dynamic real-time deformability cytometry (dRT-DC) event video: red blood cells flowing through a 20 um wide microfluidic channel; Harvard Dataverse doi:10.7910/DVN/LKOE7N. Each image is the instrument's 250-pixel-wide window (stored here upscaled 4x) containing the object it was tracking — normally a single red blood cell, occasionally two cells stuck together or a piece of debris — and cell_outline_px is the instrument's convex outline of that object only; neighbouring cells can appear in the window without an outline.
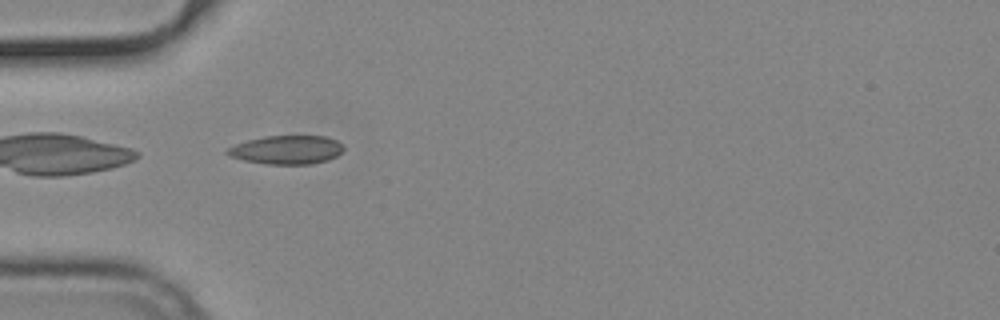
{"species": "common noctule bat (a hibernating species)", "species_latin": "Nyctalus noctula", "temperature_condition": "cold", "stored_images_in_passage": 34, "camera_frame_rate_fps": 3000, "um_per_image_px": 0.085, "animal": {"sex": "male", "body_mass_g": 19.2, "forearm_length_mm": 51.8}, "frame": {"image": 1, "passage_image": 1, "time_ms": 0.0, "image_size_px": [1000, 320], "cell_outline_px": [[344, 148], [336, 156], [328, 160], [312, 164], [264, 164], [244, 160], [228, 156], [224, 152], [228, 148], [236, 144], [248, 140], [264, 136], [328, 136], [336, 140]], "centroid_in_image_um": [24.34, 12.74], "position_along_channel_um": 60.7, "area_um2": 19.42}}
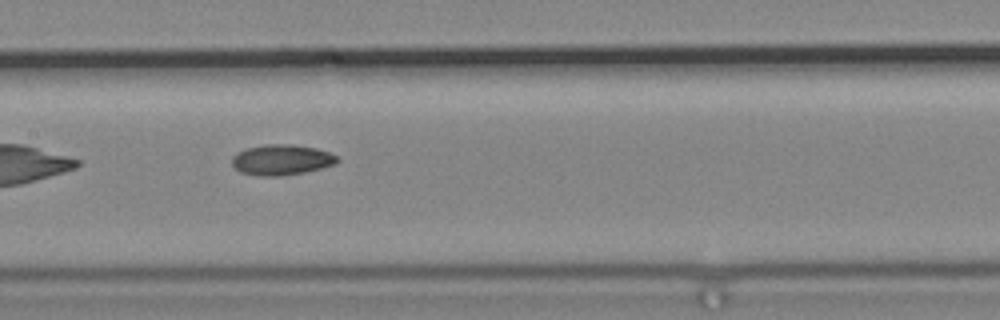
{"frame": {"image": 2, "passage_image": 11, "time_ms": 3.333, "image_size_px": [1000, 320], "cell_outline_px": [[340, 160], [336, 164], [304, 172], [280, 176], [256, 176], [240, 172], [232, 164], [232, 156], [236, 152], [248, 148], [264, 144], [284, 144], [316, 148], [340, 156]], "centroid_in_image_um": [23.93, 13.59], "position_along_channel_um": 183.5, "area_um2": 18.79}}
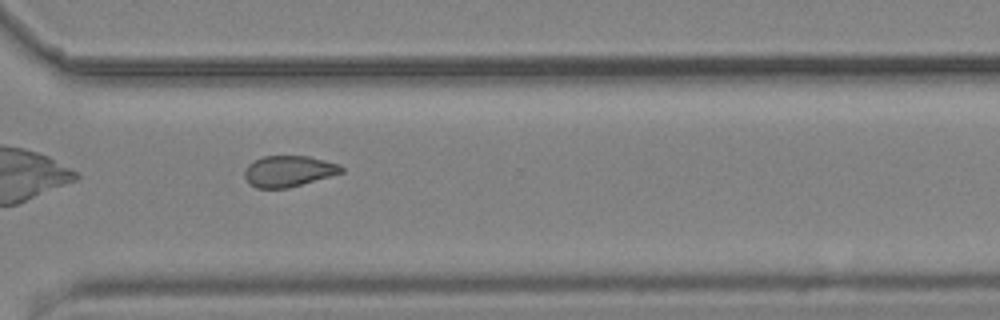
{"frame": {"image": 3, "passage_image": 24, "time_ms": 7.667, "image_size_px": [1000, 320], "cell_outline_px": [[344, 172], [288, 188], [256, 188], [248, 184], [244, 176], [244, 172], [248, 164], [264, 156], [308, 156], [340, 164], [344, 168]], "centroid_in_image_um": [24.52, 14.55], "position_along_channel_um": 346.1, "area_um2": 17.51}, "authors_computed_cell_mechanics": {"area_um2": 18.1203, "velocity_mm_per_s": 3.7696, "shape_relaxation_time_tau1_ms": null, "shape_relaxation_time_tau2_ms": 4.8867, "deformation_change_tau1": null, "deformation_change_tau2": 0.0995}}